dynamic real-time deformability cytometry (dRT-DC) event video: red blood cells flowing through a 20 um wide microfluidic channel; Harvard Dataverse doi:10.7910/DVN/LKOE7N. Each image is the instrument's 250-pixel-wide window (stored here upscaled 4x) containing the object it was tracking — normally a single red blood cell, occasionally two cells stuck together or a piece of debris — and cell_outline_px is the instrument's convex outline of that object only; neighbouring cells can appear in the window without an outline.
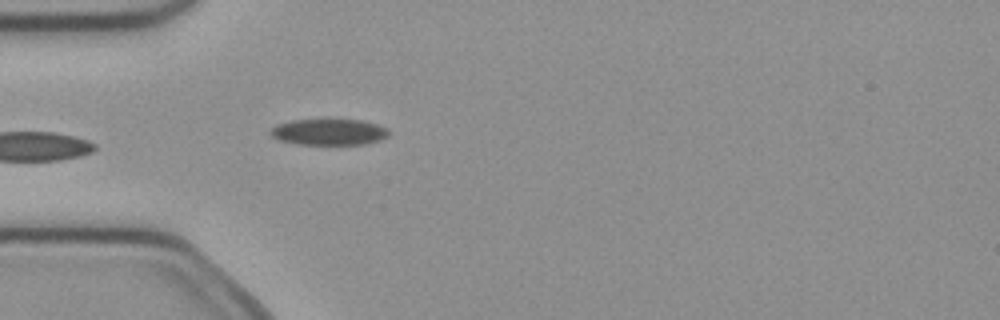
{"species": "common noctule bat (a hibernating species)", "species_latin": "Nyctalus noctula", "temperature_condition": "cold", "stored_images_in_passage": 5, "camera_frame_rate_fps": 3000, "um_per_image_px": 0.085, "animal": {"sex": "female", "body_mass_g": 21.9}, "frame": {"image": 1, "passage_image": 5, "time_ms": 1.333, "image_size_px": [1000, 320], "cell_outline_px": [[388, 136], [380, 140], [364, 144], [300, 144], [280, 140], [272, 136], [268, 132], [276, 124], [292, 120], [360, 120], [376, 124], [388, 128]], "centroid_in_image_um": [27.95, 11.22], "position_along_channel_um": 57.0, "area_um2": 17.86}}